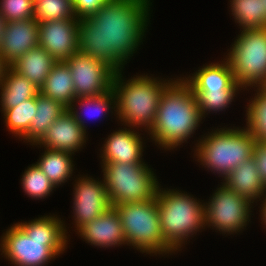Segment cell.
Returning a JSON list of instances; mask_svg holds the SVG:
<instances>
[{"instance_id": "4fadbf2b", "label": "cell", "mask_w": 266, "mask_h": 266, "mask_svg": "<svg viewBox=\"0 0 266 266\" xmlns=\"http://www.w3.org/2000/svg\"><path fill=\"white\" fill-rule=\"evenodd\" d=\"M79 19H64L39 23L38 46L57 62H64L79 51Z\"/></svg>"}, {"instance_id": "d4e9b609", "label": "cell", "mask_w": 266, "mask_h": 266, "mask_svg": "<svg viewBox=\"0 0 266 266\" xmlns=\"http://www.w3.org/2000/svg\"><path fill=\"white\" fill-rule=\"evenodd\" d=\"M80 107L79 109L86 108V111L90 114V116L102 118L101 116H107L111 110L113 109L115 112L116 106H115V94L112 90V88L100 95L97 96H89V97H78L75 98L72 102V104L67 108L69 112L73 115L74 119L81 125L82 129L86 131L87 126L84 124L86 123L83 119L82 113H79L78 108H76L75 105ZM85 110V109H83ZM86 116V115H84Z\"/></svg>"}, {"instance_id": "277c9868", "label": "cell", "mask_w": 266, "mask_h": 266, "mask_svg": "<svg viewBox=\"0 0 266 266\" xmlns=\"http://www.w3.org/2000/svg\"><path fill=\"white\" fill-rule=\"evenodd\" d=\"M123 78L122 71H116L112 81L116 117L124 126L143 127L148 132L154 124L160 97L173 79L163 80L148 74L134 75L127 81Z\"/></svg>"}, {"instance_id": "8992f818", "label": "cell", "mask_w": 266, "mask_h": 266, "mask_svg": "<svg viewBox=\"0 0 266 266\" xmlns=\"http://www.w3.org/2000/svg\"><path fill=\"white\" fill-rule=\"evenodd\" d=\"M163 189L159 185L156 193L162 235L175 251H180L187 239L206 228L204 203L187 192Z\"/></svg>"}, {"instance_id": "9a60e30c", "label": "cell", "mask_w": 266, "mask_h": 266, "mask_svg": "<svg viewBox=\"0 0 266 266\" xmlns=\"http://www.w3.org/2000/svg\"><path fill=\"white\" fill-rule=\"evenodd\" d=\"M87 132L74 119L67 109L46 131L42 139L34 146L40 145L51 150L74 153L86 144Z\"/></svg>"}, {"instance_id": "f546056e", "label": "cell", "mask_w": 266, "mask_h": 266, "mask_svg": "<svg viewBox=\"0 0 266 266\" xmlns=\"http://www.w3.org/2000/svg\"><path fill=\"white\" fill-rule=\"evenodd\" d=\"M21 186L26 195L37 200L50 196L56 188L36 164L25 169Z\"/></svg>"}, {"instance_id": "f35d334b", "label": "cell", "mask_w": 266, "mask_h": 266, "mask_svg": "<svg viewBox=\"0 0 266 266\" xmlns=\"http://www.w3.org/2000/svg\"><path fill=\"white\" fill-rule=\"evenodd\" d=\"M264 3V9H266V0H263Z\"/></svg>"}, {"instance_id": "7c38bea8", "label": "cell", "mask_w": 266, "mask_h": 266, "mask_svg": "<svg viewBox=\"0 0 266 266\" xmlns=\"http://www.w3.org/2000/svg\"><path fill=\"white\" fill-rule=\"evenodd\" d=\"M73 189L72 217L77 231L112 207L104 181L82 175L75 179Z\"/></svg>"}, {"instance_id": "30bf717a", "label": "cell", "mask_w": 266, "mask_h": 266, "mask_svg": "<svg viewBox=\"0 0 266 266\" xmlns=\"http://www.w3.org/2000/svg\"><path fill=\"white\" fill-rule=\"evenodd\" d=\"M247 198L229 189L223 183L208 202H204L205 226L220 234H238L249 224L253 204Z\"/></svg>"}, {"instance_id": "cb8c5ba5", "label": "cell", "mask_w": 266, "mask_h": 266, "mask_svg": "<svg viewBox=\"0 0 266 266\" xmlns=\"http://www.w3.org/2000/svg\"><path fill=\"white\" fill-rule=\"evenodd\" d=\"M44 149L45 152L42 153L43 155L36 162V165L57 188L67 182L69 178H72L75 166L72 160L73 154L47 148Z\"/></svg>"}, {"instance_id": "ac0fdd59", "label": "cell", "mask_w": 266, "mask_h": 266, "mask_svg": "<svg viewBox=\"0 0 266 266\" xmlns=\"http://www.w3.org/2000/svg\"><path fill=\"white\" fill-rule=\"evenodd\" d=\"M223 60L220 63L203 65L192 76L182 77V79L192 91L243 90L234 79L229 61L225 58Z\"/></svg>"}, {"instance_id": "4316f807", "label": "cell", "mask_w": 266, "mask_h": 266, "mask_svg": "<svg viewBox=\"0 0 266 266\" xmlns=\"http://www.w3.org/2000/svg\"><path fill=\"white\" fill-rule=\"evenodd\" d=\"M1 111L8 131L20 139L28 132L36 114V97L27 99L18 106L2 109Z\"/></svg>"}, {"instance_id": "4dcf8cb0", "label": "cell", "mask_w": 266, "mask_h": 266, "mask_svg": "<svg viewBox=\"0 0 266 266\" xmlns=\"http://www.w3.org/2000/svg\"><path fill=\"white\" fill-rule=\"evenodd\" d=\"M239 90H210V91H193L196 96L198 108L202 118L210 112L223 111L227 109L234 100Z\"/></svg>"}, {"instance_id": "ffe728a7", "label": "cell", "mask_w": 266, "mask_h": 266, "mask_svg": "<svg viewBox=\"0 0 266 266\" xmlns=\"http://www.w3.org/2000/svg\"><path fill=\"white\" fill-rule=\"evenodd\" d=\"M56 63L57 61L45 49L36 46L18 58L10 67L40 89Z\"/></svg>"}, {"instance_id": "8d00e7d4", "label": "cell", "mask_w": 266, "mask_h": 266, "mask_svg": "<svg viewBox=\"0 0 266 266\" xmlns=\"http://www.w3.org/2000/svg\"><path fill=\"white\" fill-rule=\"evenodd\" d=\"M6 27V21L4 20V17L0 14V48L2 44L3 34L5 32Z\"/></svg>"}, {"instance_id": "1f68e13d", "label": "cell", "mask_w": 266, "mask_h": 266, "mask_svg": "<svg viewBox=\"0 0 266 266\" xmlns=\"http://www.w3.org/2000/svg\"><path fill=\"white\" fill-rule=\"evenodd\" d=\"M0 14L6 22L34 18V0H0Z\"/></svg>"}, {"instance_id": "f1b7e54d", "label": "cell", "mask_w": 266, "mask_h": 266, "mask_svg": "<svg viewBox=\"0 0 266 266\" xmlns=\"http://www.w3.org/2000/svg\"><path fill=\"white\" fill-rule=\"evenodd\" d=\"M34 18L38 23L78 19L73 0H34Z\"/></svg>"}, {"instance_id": "83f0119b", "label": "cell", "mask_w": 266, "mask_h": 266, "mask_svg": "<svg viewBox=\"0 0 266 266\" xmlns=\"http://www.w3.org/2000/svg\"><path fill=\"white\" fill-rule=\"evenodd\" d=\"M254 98L247 103L246 126L258 142L266 141V94L256 88Z\"/></svg>"}, {"instance_id": "5b68a950", "label": "cell", "mask_w": 266, "mask_h": 266, "mask_svg": "<svg viewBox=\"0 0 266 266\" xmlns=\"http://www.w3.org/2000/svg\"><path fill=\"white\" fill-rule=\"evenodd\" d=\"M257 139L247 126L216 128L195 143L200 165L225 179L242 162L252 158Z\"/></svg>"}, {"instance_id": "6da1fadb", "label": "cell", "mask_w": 266, "mask_h": 266, "mask_svg": "<svg viewBox=\"0 0 266 266\" xmlns=\"http://www.w3.org/2000/svg\"><path fill=\"white\" fill-rule=\"evenodd\" d=\"M150 0H107L78 21L79 51L122 71L145 38Z\"/></svg>"}, {"instance_id": "836d02e7", "label": "cell", "mask_w": 266, "mask_h": 266, "mask_svg": "<svg viewBox=\"0 0 266 266\" xmlns=\"http://www.w3.org/2000/svg\"><path fill=\"white\" fill-rule=\"evenodd\" d=\"M253 159L260 174L261 180L266 187V143L258 142L254 146Z\"/></svg>"}, {"instance_id": "44dd1931", "label": "cell", "mask_w": 266, "mask_h": 266, "mask_svg": "<svg viewBox=\"0 0 266 266\" xmlns=\"http://www.w3.org/2000/svg\"><path fill=\"white\" fill-rule=\"evenodd\" d=\"M67 108L61 103L46 97L40 92L36 96V114L30 124L28 132L21 138L24 142L37 144L46 131L57 120Z\"/></svg>"}, {"instance_id": "e575fe53", "label": "cell", "mask_w": 266, "mask_h": 266, "mask_svg": "<svg viewBox=\"0 0 266 266\" xmlns=\"http://www.w3.org/2000/svg\"><path fill=\"white\" fill-rule=\"evenodd\" d=\"M262 199H263V201H262ZM261 202H262V204H261V207H260V211L259 212H261V220H262V222L261 223H263L264 225H265V227H266V193H265V195L261 198Z\"/></svg>"}, {"instance_id": "d6986e66", "label": "cell", "mask_w": 266, "mask_h": 266, "mask_svg": "<svg viewBox=\"0 0 266 266\" xmlns=\"http://www.w3.org/2000/svg\"><path fill=\"white\" fill-rule=\"evenodd\" d=\"M221 183L247 198L252 204L260 201L266 193L253 157L234 168Z\"/></svg>"}, {"instance_id": "ba28073f", "label": "cell", "mask_w": 266, "mask_h": 266, "mask_svg": "<svg viewBox=\"0 0 266 266\" xmlns=\"http://www.w3.org/2000/svg\"><path fill=\"white\" fill-rule=\"evenodd\" d=\"M103 181L112 207L156 197L159 185L155 173L146 163H101Z\"/></svg>"}, {"instance_id": "603a6c76", "label": "cell", "mask_w": 266, "mask_h": 266, "mask_svg": "<svg viewBox=\"0 0 266 266\" xmlns=\"http://www.w3.org/2000/svg\"><path fill=\"white\" fill-rule=\"evenodd\" d=\"M39 92L68 108L75 99L72 74L65 62H57Z\"/></svg>"}, {"instance_id": "d590c367", "label": "cell", "mask_w": 266, "mask_h": 266, "mask_svg": "<svg viewBox=\"0 0 266 266\" xmlns=\"http://www.w3.org/2000/svg\"><path fill=\"white\" fill-rule=\"evenodd\" d=\"M8 65L4 62L2 56L0 55V86L3 82L4 73L7 69Z\"/></svg>"}, {"instance_id": "74e56055", "label": "cell", "mask_w": 266, "mask_h": 266, "mask_svg": "<svg viewBox=\"0 0 266 266\" xmlns=\"http://www.w3.org/2000/svg\"><path fill=\"white\" fill-rule=\"evenodd\" d=\"M259 88L266 94V81Z\"/></svg>"}, {"instance_id": "7402d4cb", "label": "cell", "mask_w": 266, "mask_h": 266, "mask_svg": "<svg viewBox=\"0 0 266 266\" xmlns=\"http://www.w3.org/2000/svg\"><path fill=\"white\" fill-rule=\"evenodd\" d=\"M0 91L1 109H9L18 106L27 99L36 97L39 88L8 66L4 73Z\"/></svg>"}, {"instance_id": "8fae6325", "label": "cell", "mask_w": 266, "mask_h": 266, "mask_svg": "<svg viewBox=\"0 0 266 266\" xmlns=\"http://www.w3.org/2000/svg\"><path fill=\"white\" fill-rule=\"evenodd\" d=\"M64 62L72 74L75 98L97 96L112 88L116 71L106 62L80 51Z\"/></svg>"}, {"instance_id": "e0dca14e", "label": "cell", "mask_w": 266, "mask_h": 266, "mask_svg": "<svg viewBox=\"0 0 266 266\" xmlns=\"http://www.w3.org/2000/svg\"><path fill=\"white\" fill-rule=\"evenodd\" d=\"M77 233L83 241L100 248L126 245L121 219L114 207L82 226Z\"/></svg>"}, {"instance_id": "5bb4252c", "label": "cell", "mask_w": 266, "mask_h": 266, "mask_svg": "<svg viewBox=\"0 0 266 266\" xmlns=\"http://www.w3.org/2000/svg\"><path fill=\"white\" fill-rule=\"evenodd\" d=\"M141 133L134 131L131 127L113 131L105 139L101 147V163H145L143 160V139ZM144 161V162H143Z\"/></svg>"}, {"instance_id": "7a4b0ae2", "label": "cell", "mask_w": 266, "mask_h": 266, "mask_svg": "<svg viewBox=\"0 0 266 266\" xmlns=\"http://www.w3.org/2000/svg\"><path fill=\"white\" fill-rule=\"evenodd\" d=\"M67 233L57 215L18 222L2 234L1 255L15 266H44L67 249Z\"/></svg>"}, {"instance_id": "d6a6232c", "label": "cell", "mask_w": 266, "mask_h": 266, "mask_svg": "<svg viewBox=\"0 0 266 266\" xmlns=\"http://www.w3.org/2000/svg\"><path fill=\"white\" fill-rule=\"evenodd\" d=\"M107 0H73L75 15L78 19L91 17Z\"/></svg>"}, {"instance_id": "9c48e42d", "label": "cell", "mask_w": 266, "mask_h": 266, "mask_svg": "<svg viewBox=\"0 0 266 266\" xmlns=\"http://www.w3.org/2000/svg\"><path fill=\"white\" fill-rule=\"evenodd\" d=\"M240 32L226 59L242 89L259 88L266 81V28Z\"/></svg>"}, {"instance_id": "3957f363", "label": "cell", "mask_w": 266, "mask_h": 266, "mask_svg": "<svg viewBox=\"0 0 266 266\" xmlns=\"http://www.w3.org/2000/svg\"><path fill=\"white\" fill-rule=\"evenodd\" d=\"M202 119L191 87L181 77L174 78L160 97L156 118L148 135L155 145L173 150L193 137Z\"/></svg>"}, {"instance_id": "484cf974", "label": "cell", "mask_w": 266, "mask_h": 266, "mask_svg": "<svg viewBox=\"0 0 266 266\" xmlns=\"http://www.w3.org/2000/svg\"><path fill=\"white\" fill-rule=\"evenodd\" d=\"M231 14L242 30L266 28L263 0H230Z\"/></svg>"}, {"instance_id": "52a82bcc", "label": "cell", "mask_w": 266, "mask_h": 266, "mask_svg": "<svg viewBox=\"0 0 266 266\" xmlns=\"http://www.w3.org/2000/svg\"><path fill=\"white\" fill-rule=\"evenodd\" d=\"M113 207L120 216L128 246L151 256L171 255L176 252L162 235L156 197L149 201L124 203Z\"/></svg>"}, {"instance_id": "2e32d148", "label": "cell", "mask_w": 266, "mask_h": 266, "mask_svg": "<svg viewBox=\"0 0 266 266\" xmlns=\"http://www.w3.org/2000/svg\"><path fill=\"white\" fill-rule=\"evenodd\" d=\"M39 23L35 18L6 22L0 55L10 66L32 48L38 46Z\"/></svg>"}]
</instances>
